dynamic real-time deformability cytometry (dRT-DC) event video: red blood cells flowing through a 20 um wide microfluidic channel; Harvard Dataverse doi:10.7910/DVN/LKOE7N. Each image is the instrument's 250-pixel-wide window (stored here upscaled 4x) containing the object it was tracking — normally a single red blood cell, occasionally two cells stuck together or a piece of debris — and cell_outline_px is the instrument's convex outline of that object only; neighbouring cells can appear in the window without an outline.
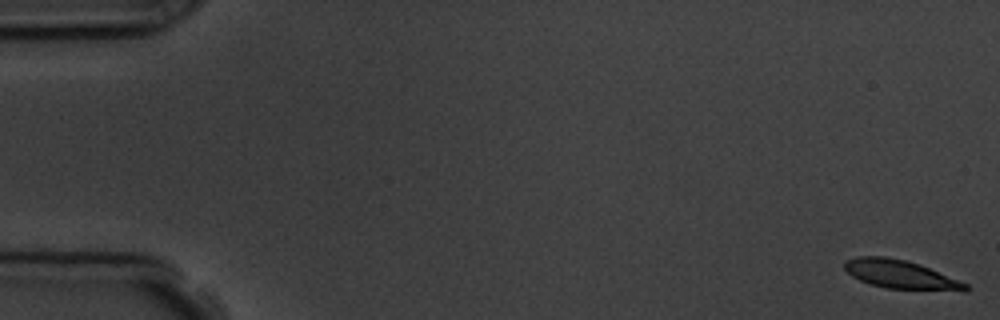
{"species": "common noctule bat (a hibernating species)", "species_latin": "Nyctalus noctula", "temperature_condition": "room temperature", "stored_images_in_passage": 4, "camera_frame_rate_fps": 3000, "um_per_image_px": 0.085, "animal": {"sex": "male", "body_mass_g": 19.5, "forearm_length_mm": 54.6}, "frame": {"image": 1, "passage_image": 1, "time_ms": 0.0, "image_size_px": [1000, 320], "cell_outline_px": [[972, 288], [964, 292], [888, 288], [872, 284], [860, 280], [852, 276], [844, 268], [844, 260], [856, 256], [884, 256], [904, 260], [920, 264], [968, 284]], "centroid_in_image_um": [76.59, 23.34], "position_along_channel_um": 8.4, "area_um2": 20.29}}
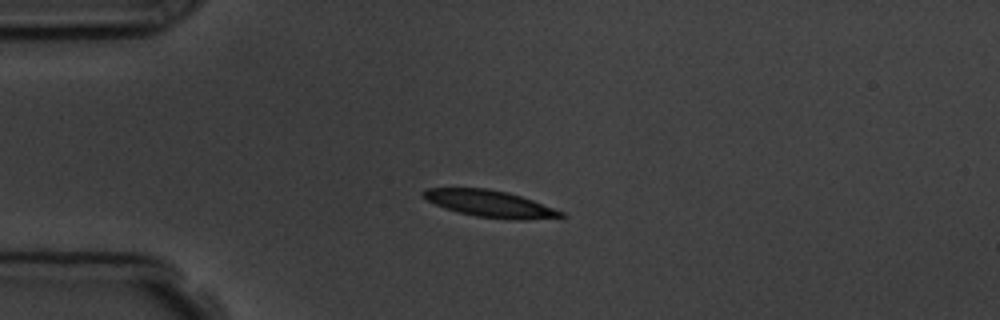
{"frame": {"image": 2, "passage_image": 4, "time_ms": 4.333, "image_size_px": [1000, 320], "cell_outline_px": [[568, 216], [524, 220], [512, 220], [476, 216], [456, 212], [444, 208], [420, 196], [420, 192], [424, 188], [488, 188], [508, 192], [532, 200], [564, 212]], "centroid_in_image_um": [41.61, 17.31], "position_along_channel_um": 43.4, "area_um2": 21.56}}